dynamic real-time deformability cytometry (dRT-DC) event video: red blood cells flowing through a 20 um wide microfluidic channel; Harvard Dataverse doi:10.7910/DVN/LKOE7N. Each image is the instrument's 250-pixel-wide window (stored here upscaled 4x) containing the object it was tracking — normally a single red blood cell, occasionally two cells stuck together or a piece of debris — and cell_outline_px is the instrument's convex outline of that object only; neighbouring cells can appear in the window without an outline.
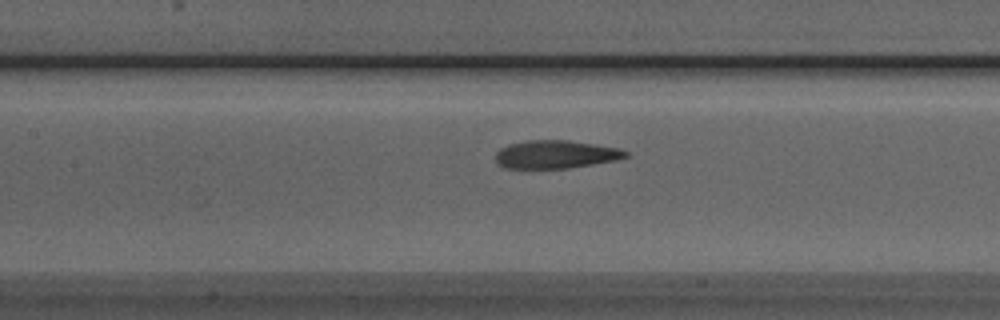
{"species": "Egyptian fruit bat (a non-hibernating species)", "species_latin": "Rousettus aegyptiacus", "temperature_condition": "room temperature", "stored_images_in_passage": 42, "camera_frame_rate_fps": 3000, "um_per_image_px": 0.085, "animal": {"sex": "male"}, "frame": {"image": 1, "passage_image": 13, "time_ms": 4.0, "image_size_px": [1000, 320], "cell_outline_px": [[628, 156], [616, 160], [568, 168], [504, 168], [496, 164], [496, 152], [500, 148], [508, 144], [528, 140], [568, 140], [620, 148], [628, 152]], "centroid_in_image_um": [47.2, 13.12], "position_along_channel_um": 160.2, "area_um2": 21.33}}
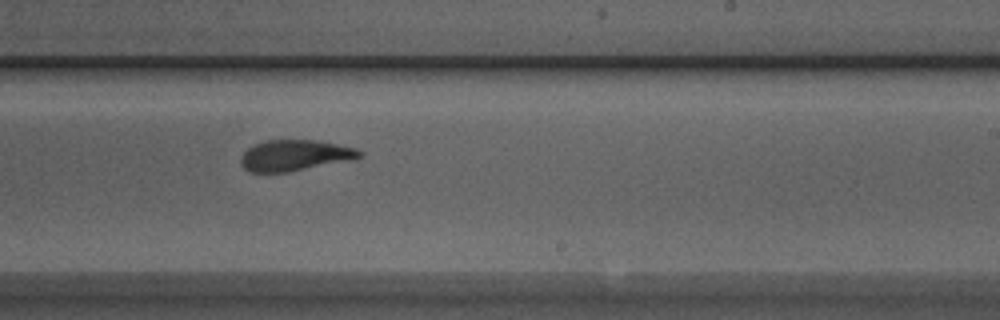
{"frame": {"image": 2, "passage_image": 21, "time_ms": 6.667, "image_size_px": [1000, 320], "cell_outline_px": [[364, 156], [356, 160], [288, 172], [248, 172], [240, 164], [240, 156], [248, 148], [264, 140], [316, 140], [356, 148], [364, 152]], "centroid_in_image_um": [25.11, 13.22], "position_along_channel_um": 263.9, "area_um2": 21.79}}
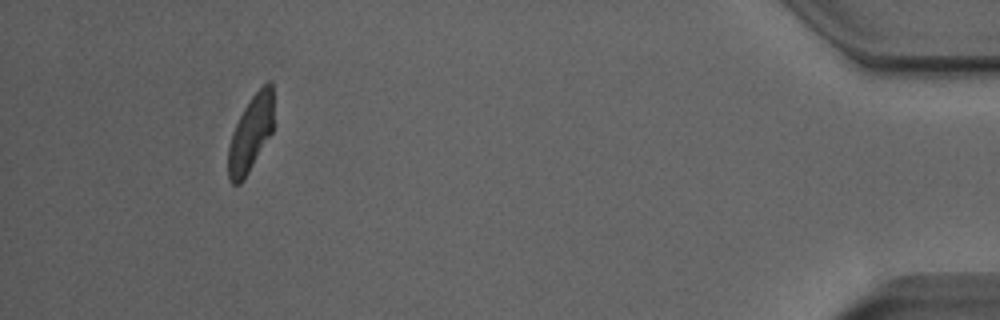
{"frame": {"image": 3, "passage_image": 38, "time_ms": 12.333, "image_size_px": [1000, 320], "cell_outline_px": [[272, 132], [244, 180], [240, 184], [232, 184], [228, 180], [228, 148], [232, 132], [244, 108], [252, 96], [268, 80], [272, 80]], "centroid_in_image_um": [21.29, 11.39], "position_along_channel_um": 413.9, "area_um2": 19.88}, "authors_computed_cell_mechanics": {"area_um2": 22.0218, "velocity_mm_per_s": 3.9177, "shape_relaxation_time_tau1_ms": 4.1937, "shape_relaxation_time_tau2_ms": 1.6147, "deformation_change_tau1": 0.1919, "deformation_change_tau2": 0.0989}}